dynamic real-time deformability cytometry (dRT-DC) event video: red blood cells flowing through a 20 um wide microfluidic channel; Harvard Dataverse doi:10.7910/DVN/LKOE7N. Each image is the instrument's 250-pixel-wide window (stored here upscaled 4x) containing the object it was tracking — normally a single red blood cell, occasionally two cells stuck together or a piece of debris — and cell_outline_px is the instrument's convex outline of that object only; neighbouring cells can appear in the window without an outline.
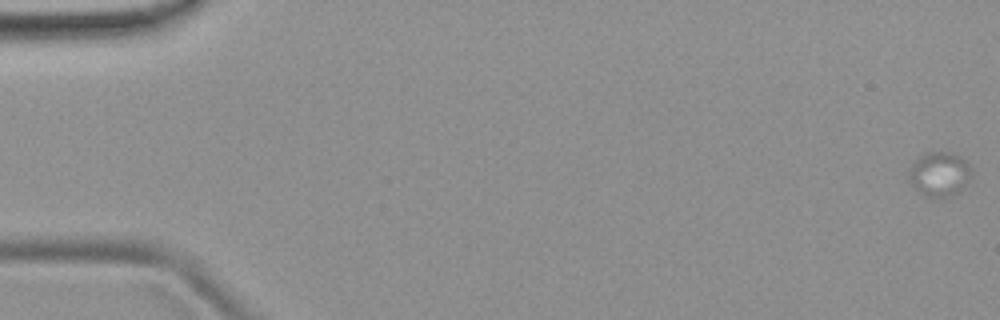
{"species": "common noctule bat (a hibernating species)", "species_latin": "Nyctalus noctula", "temperature_condition": "room temperature", "stored_images_in_passage": 11, "camera_frame_rate_fps": 3000, "um_per_image_px": 0.085, "animal": {"sex": "female", "body_mass_g": 19.9}, "frame": {"image": 1, "passage_image": 1, "time_ms": 0.0, "image_size_px": [1000, 320], "cell_outline_px": [[972, 176], [956, 192], [948, 196], [924, 196], [908, 180], [908, 168], [924, 152], [948, 152], [960, 156], [972, 168]], "centroid_in_image_um": [79.82, 14.76], "position_along_channel_um": 5.2, "area_um2": 15.95}}